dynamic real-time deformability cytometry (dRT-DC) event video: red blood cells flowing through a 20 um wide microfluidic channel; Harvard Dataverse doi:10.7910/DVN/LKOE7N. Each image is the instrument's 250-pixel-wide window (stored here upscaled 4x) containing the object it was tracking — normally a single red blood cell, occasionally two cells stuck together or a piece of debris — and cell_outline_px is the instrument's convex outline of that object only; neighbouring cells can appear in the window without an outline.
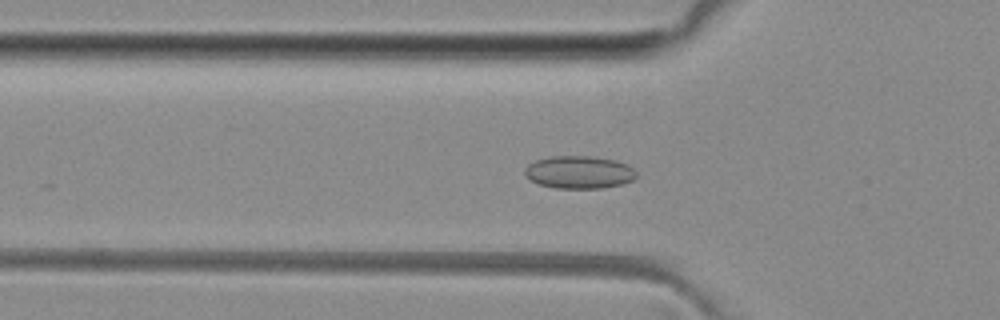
{"species": "common noctule bat (a hibernating species)", "species_latin": "Nyctalus noctula", "temperature_condition": "room temperature", "stored_images_in_passage": 27, "camera_frame_rate_fps": 3000, "um_per_image_px": 0.085, "animal": {"sex": "female", "body_mass_g": 29.2, "forearm_length_mm": 56.3}, "frame": {"image": 1, "passage_image": 17, "time_ms": 5.333, "image_size_px": [1000, 320], "cell_outline_px": [[636, 176], [632, 180], [620, 184], [604, 188], [556, 188], [540, 184], [524, 176], [524, 168], [528, 164], [536, 160], [552, 156], [592, 156], [616, 160], [628, 164], [636, 172]], "centroid_in_image_um": [49.22, 14.63], "position_along_channel_um": 76.6, "area_um2": 21.27}}
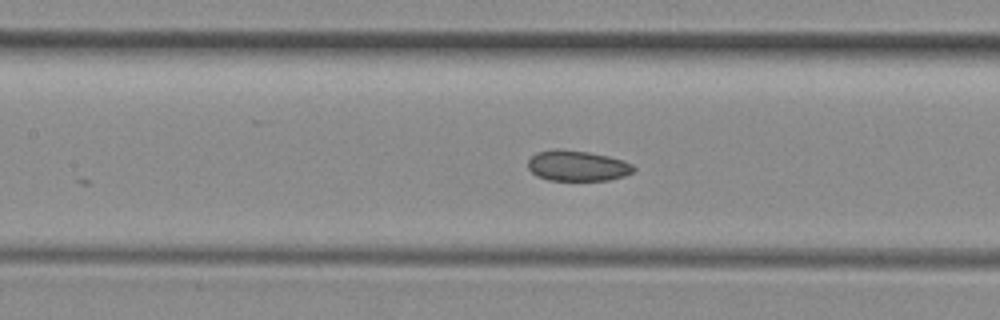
{"frame": {"image": 2, "passage_image": 23, "time_ms": 7.333, "image_size_px": [1000, 320], "cell_outline_px": [[636, 168], [632, 172], [624, 176], [608, 180], [548, 180], [536, 176], [528, 168], [528, 160], [536, 152], [556, 148], [588, 152], [608, 156], [624, 160], [632, 164]], "centroid_in_image_um": [49.06, 14.08], "position_along_channel_um": 158.3, "area_um2": 18.9}}
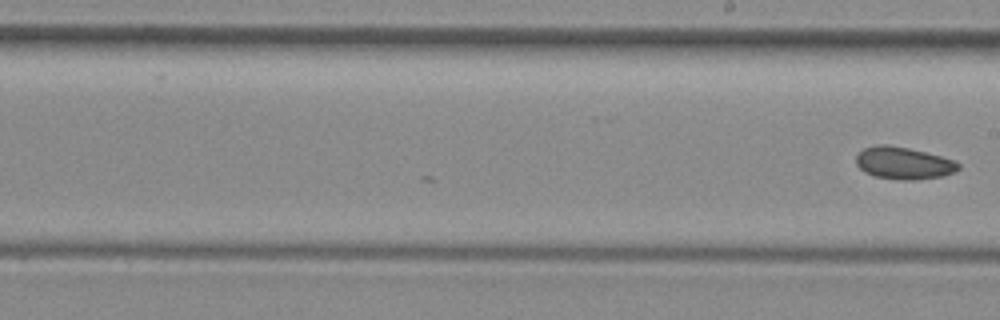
{"frame": {"image": 3, "passage_image": 27, "time_ms": 8.667, "image_size_px": [1000, 320], "cell_outline_px": [[960, 168], [956, 172], [944, 176], [916, 180], [896, 180], [876, 176], [864, 172], [856, 164], [856, 156], [864, 148], [876, 144], [888, 144], [908, 148], [940, 156], [952, 160], [960, 164]], "centroid_in_image_um": [76.8, 13.87], "position_along_channel_um": 212.2, "area_um2": 19.31}}